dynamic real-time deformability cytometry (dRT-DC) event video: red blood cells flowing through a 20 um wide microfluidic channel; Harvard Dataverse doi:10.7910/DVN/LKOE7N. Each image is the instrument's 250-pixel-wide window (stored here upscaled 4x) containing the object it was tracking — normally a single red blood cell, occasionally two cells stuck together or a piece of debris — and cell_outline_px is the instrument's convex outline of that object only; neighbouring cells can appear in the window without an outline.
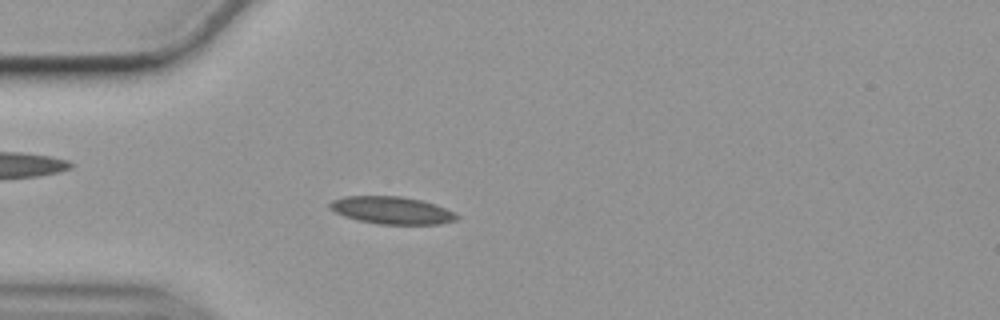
{"species": "common noctule bat (a hibernating species)", "species_latin": "Nyctalus noctula", "temperature_condition": "cold", "stored_images_in_passage": 48, "camera_frame_rate_fps": 3000, "um_per_image_px": 0.085, "animal": {"sex": "female", "body_mass_g": 19.9}, "frame": {"image": 1, "passage_image": 7, "time_ms": 2.0, "image_size_px": [1000, 320], "cell_outline_px": [[460, 216], [456, 220], [440, 224], [376, 224], [356, 220], [344, 216], [328, 208], [328, 204], [332, 200], [344, 196], [400, 196], [420, 200], [436, 204], [456, 212]], "centroid_in_image_um": [33.31, 17.88], "position_along_channel_um": 51.7, "area_um2": 20.52}}
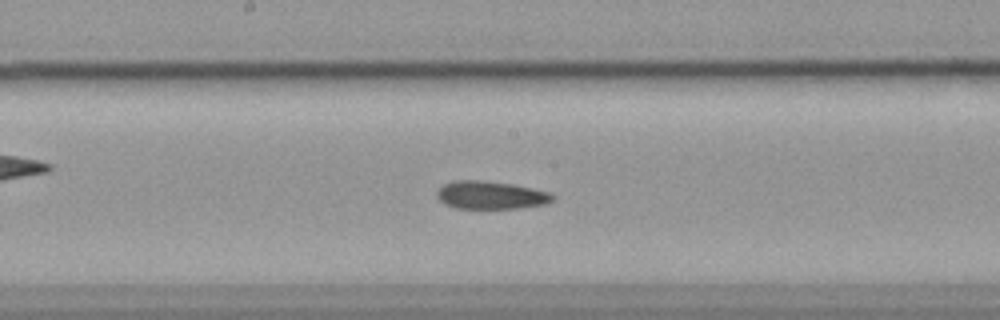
{"frame": {"image": 2, "passage_image": 21, "time_ms": 6.667, "image_size_px": [1000, 320], "cell_outline_px": [[556, 196], [548, 204], [520, 208], [456, 208], [444, 204], [436, 196], [436, 188], [452, 180], [484, 180], [512, 184], [552, 192]], "centroid_in_image_um": [41.71, 16.58], "position_along_channel_um": 206.5, "area_um2": 19.19}}
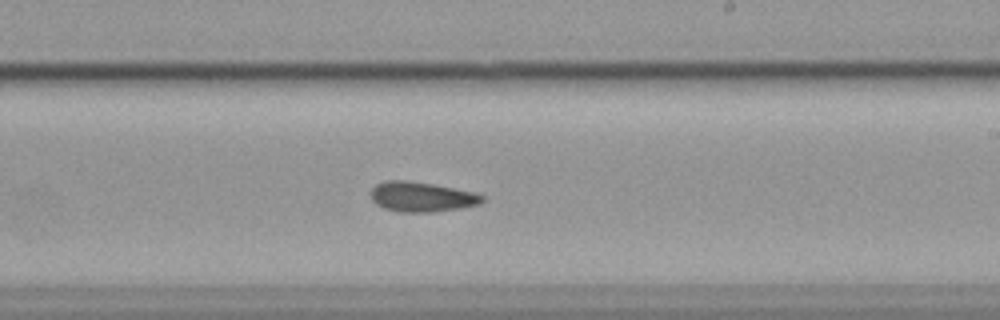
{"frame": {"image": 3, "passage_image": 25, "time_ms": 8.0, "image_size_px": [1000, 320], "cell_outline_px": [[484, 200], [480, 204], [460, 208], [432, 212], [400, 212], [384, 208], [376, 204], [372, 200], [368, 192], [376, 184], [384, 180], [404, 180], [432, 184], [476, 192], [484, 196]], "centroid_in_image_um": [35.81, 16.73], "position_along_channel_um": 253.2, "area_um2": 19.59}, "authors_computed_cell_mechanics": {"area_um2": 19.3052, "velocity_mm_per_s": 3.5162, "shape_relaxation_time_tau1_ms": null, "shape_relaxation_time_tau2_ms": 5.745, "deformation_change_tau1": null, "deformation_change_tau2": 0.1285}}